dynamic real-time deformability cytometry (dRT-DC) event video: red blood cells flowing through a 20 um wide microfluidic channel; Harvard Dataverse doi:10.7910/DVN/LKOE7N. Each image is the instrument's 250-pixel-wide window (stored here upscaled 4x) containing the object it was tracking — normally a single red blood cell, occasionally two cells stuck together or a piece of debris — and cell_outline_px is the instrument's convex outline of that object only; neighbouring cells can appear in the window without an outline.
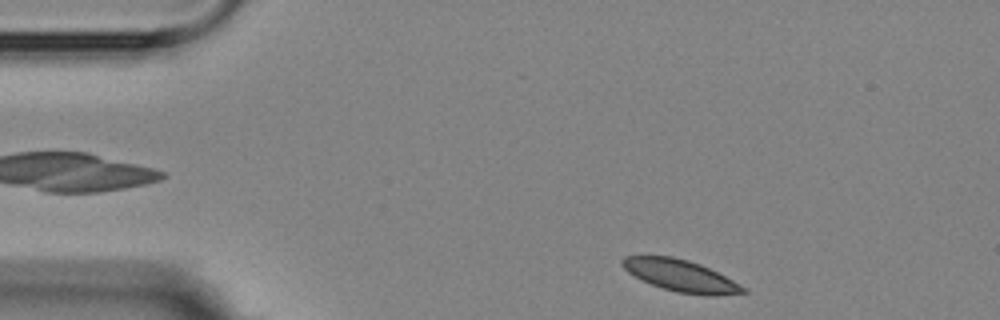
{"species": "Egyptian fruit bat (a non-hibernating species)", "species_latin": "Rousettus aegyptiacus", "temperature_condition": "room temperature", "stored_images_in_passage": 4, "segment_of_instrument_passage": [2, 2], "camera_frame_rate_fps": 3000, "um_per_image_px": 0.085, "animal": {"sex": "female"}, "frame": {"image": 1, "passage_image": 4, "time_ms": 3.333, "image_size_px": [1000, 320], "cell_outline_px": [[748, 292], [716, 296], [708, 296], [676, 292], [652, 284], [628, 272], [620, 264], [620, 260], [624, 256], [672, 256], [688, 260], [700, 264], [748, 288]], "centroid_in_image_um": [57.88, 23.43], "position_along_channel_um": 27.1, "area_um2": 22.2}}